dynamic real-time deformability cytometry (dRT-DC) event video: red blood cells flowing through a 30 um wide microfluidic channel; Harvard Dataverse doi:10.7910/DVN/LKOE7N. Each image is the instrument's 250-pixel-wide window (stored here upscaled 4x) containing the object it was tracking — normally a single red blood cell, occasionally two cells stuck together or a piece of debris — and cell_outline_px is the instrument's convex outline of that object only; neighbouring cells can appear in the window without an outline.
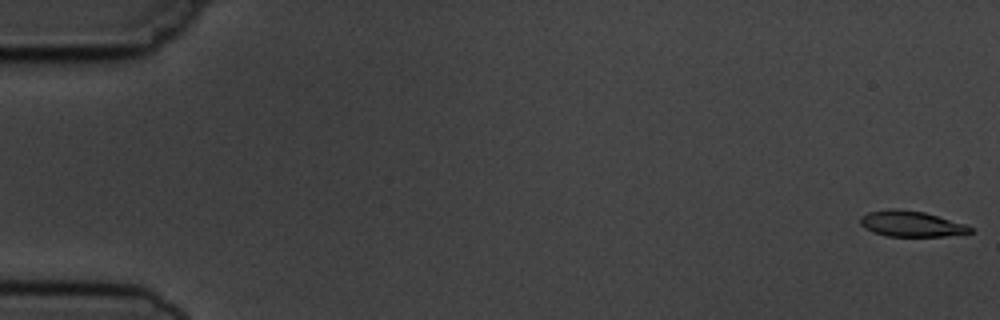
{"species": "common noctule bat (a hibernating species)", "species_latin": "Nyctalus noctula", "temperature_condition": "cold", "stored_images_in_passage": 7, "camera_frame_rate_fps": 3000, "um_per_image_px": 0.085, "animal": {"sex": "male", "body_mass_g": 19.5, "forearm_length_mm": 54.6}, "frame": {"image": 1, "passage_image": 1, "time_ms": 0.0, "image_size_px": [1000, 320], "cell_outline_px": [[972, 232], [944, 236], [888, 236], [872, 232], [864, 228], [860, 224], [860, 216], [868, 212], [892, 208], [896, 208], [924, 212], [964, 224], [972, 228]], "centroid_in_image_um": [77.38, 19.02], "position_along_channel_um": 7.6, "area_um2": 16.36}}
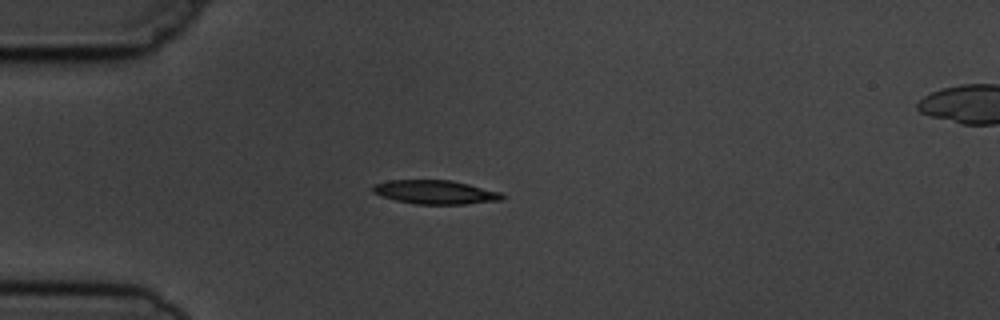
{"frame": {"image": 2, "passage_image": 5, "time_ms": 4.667, "image_size_px": [1000, 320], "cell_outline_px": [[504, 200], [464, 204], [416, 204], [396, 200], [380, 196], [372, 192], [372, 184], [388, 180], [452, 180], [500, 192], [504, 196]], "centroid_in_image_um": [36.96, 16.33], "position_along_channel_um": 48.0, "area_um2": 18.03}}
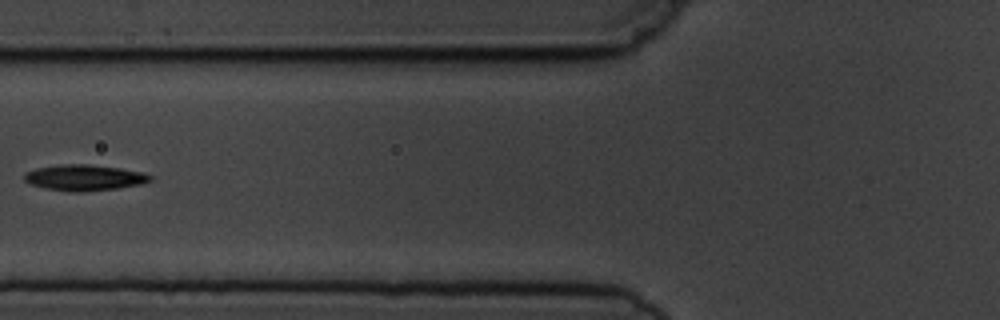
{"frame": {"image": 3, "passage_image": 7, "time_ms": 7.0, "image_size_px": [1000, 320], "cell_outline_px": [[152, 180], [140, 184], [116, 188], [80, 192], [72, 192], [44, 188], [32, 184], [24, 180], [24, 172], [36, 168], [60, 164], [88, 164], [120, 168], [140, 172], [152, 176]], "centroid_in_image_um": [7.13, 15.09], "position_along_channel_um": 118.7, "area_um2": 18.9}}